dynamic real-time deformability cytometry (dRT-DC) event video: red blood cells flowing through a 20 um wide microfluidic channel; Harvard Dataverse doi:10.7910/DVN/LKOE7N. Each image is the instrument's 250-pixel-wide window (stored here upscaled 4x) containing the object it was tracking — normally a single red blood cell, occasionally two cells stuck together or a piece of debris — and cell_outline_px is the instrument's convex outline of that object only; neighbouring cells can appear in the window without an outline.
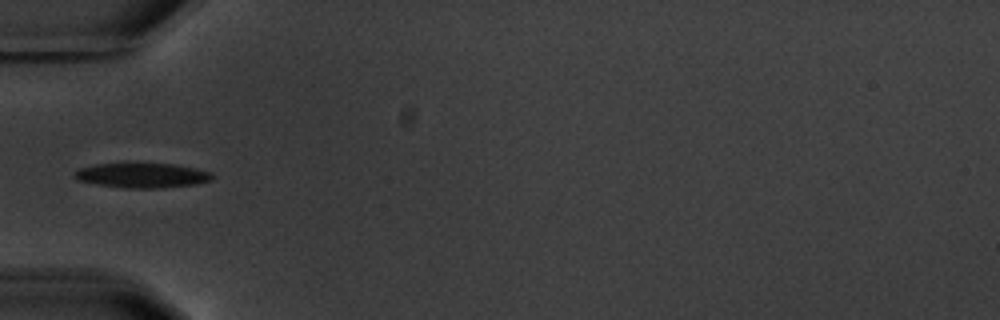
{"species": "common noctule bat (a hibernating species)", "species_latin": "Nyctalus noctula", "temperature_condition": "warm", "stored_images_in_passage": 5, "camera_frame_rate_fps": 3000, "um_per_image_px": 0.085, "animal": {"sex": "male", "body_mass_g": 20.1, "forearm_length_mm": 53.5}, "frame": {"image": 1, "passage_image": 3, "time_ms": 2.333, "image_size_px": [1000, 320], "cell_outline_px": [[212, 180], [196, 184], [160, 188], [124, 188], [96, 184], [76, 180], [72, 176], [80, 168], [96, 164], [172, 164], [212, 172]], "centroid_in_image_um": [12.06, 14.92], "position_along_channel_um": 72.9, "area_um2": 19.65}}
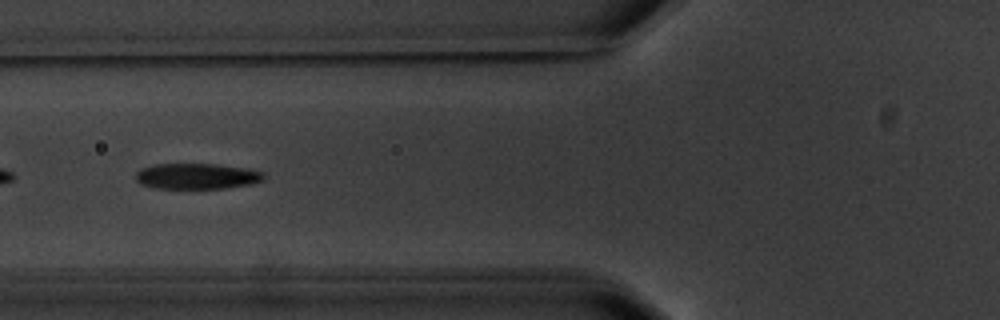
{"frame": {"image": 2, "passage_image": 4, "time_ms": 3.333, "image_size_px": [1000, 320], "cell_outline_px": [[264, 180], [252, 184], [224, 188], [156, 188], [140, 184], [136, 180], [136, 172], [140, 168], [156, 164], [216, 164], [248, 168], [264, 172]], "centroid_in_image_um": [16.75, 14.97], "position_along_channel_um": 109.1, "area_um2": 19.31}}